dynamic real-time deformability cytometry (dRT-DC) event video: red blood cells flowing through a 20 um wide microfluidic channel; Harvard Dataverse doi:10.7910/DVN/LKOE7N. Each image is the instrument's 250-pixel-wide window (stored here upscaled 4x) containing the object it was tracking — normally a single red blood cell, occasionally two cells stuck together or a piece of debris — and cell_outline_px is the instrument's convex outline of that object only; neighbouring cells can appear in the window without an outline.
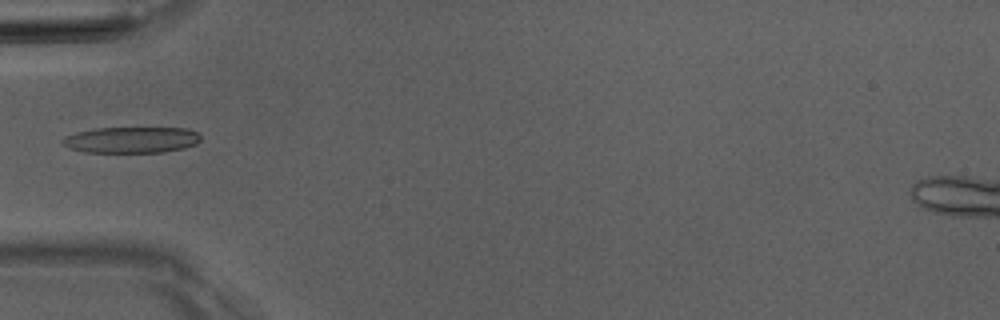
{"species": "Egyptian fruit bat (a non-hibernating species)", "species_latin": "Rousettus aegyptiacus", "temperature_condition": "room temperature", "stored_images_in_passage": 4, "camera_frame_rate_fps": 3000, "um_per_image_px": 0.085, "animal": {"sex": "male"}, "frame": {"image": 1, "passage_image": 3, "time_ms": 2.333, "image_size_px": [1000, 320], "cell_outline_px": [[200, 140], [196, 144], [184, 148], [164, 152], [84, 152], [68, 148], [60, 140], [64, 136], [76, 132], [96, 128], [188, 128], [200, 132]], "centroid_in_image_um": [11.18, 11.88], "position_along_channel_um": 73.8, "area_um2": 21.21}}